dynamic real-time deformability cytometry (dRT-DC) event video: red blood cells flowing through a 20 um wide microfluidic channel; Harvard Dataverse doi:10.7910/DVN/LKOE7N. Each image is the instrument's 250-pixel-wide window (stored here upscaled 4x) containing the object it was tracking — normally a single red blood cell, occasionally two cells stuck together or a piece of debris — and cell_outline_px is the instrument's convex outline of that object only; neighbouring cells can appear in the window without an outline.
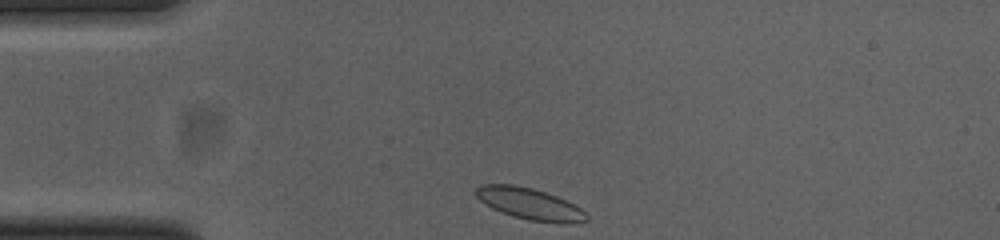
{"species": "common noctule bat (a hibernating species)", "species_latin": "Nyctalus noctula", "temperature_condition": "cold", "stored_images_in_passage": 32, "camera_frame_rate_fps": 3000, "um_per_image_px": 0.085, "animal": {"sex": "female", "body_mass_g": 23.0, "forearm_length_mm": 53.4}, "frame": {"image": 1, "passage_image": 1, "time_ms": 0.0, "image_size_px": [1000, 240], "cell_outline_px": [[588, 220], [568, 224], [564, 224], [528, 220], [512, 216], [492, 208], [484, 204], [476, 196], [476, 188], [480, 184], [512, 184], [532, 188], [556, 196], [580, 208], [588, 216]], "centroid_in_image_um": [45.0, 17.33], "position_along_channel_um": 40.0, "area_um2": 20.23}}
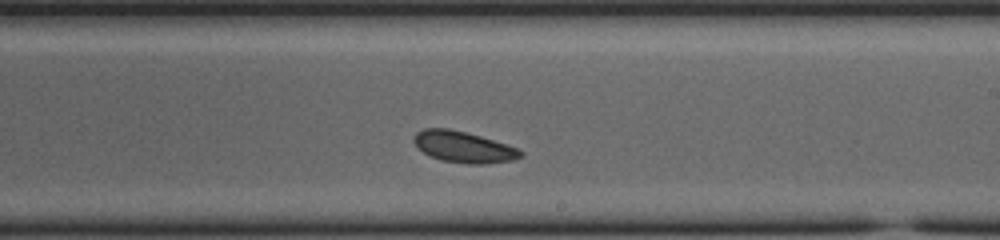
{"frame": {"image": 2, "passage_image": 20, "time_ms": 6.333, "image_size_px": [1000, 240], "cell_outline_px": [[524, 156], [512, 160], [488, 164], [468, 164], [440, 160], [424, 152], [412, 140], [416, 132], [424, 128], [448, 128], [480, 136], [520, 148], [524, 152]], "centroid_in_image_um": [39.45, 12.5], "position_along_channel_um": 249.6, "area_um2": 19.42}}
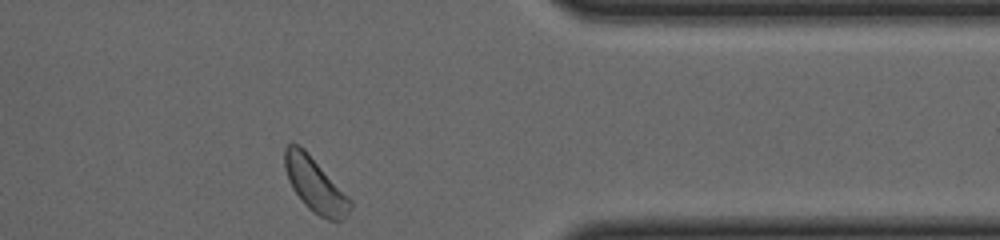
{"frame": {"image": 3, "passage_image": 32, "time_ms": 10.333, "image_size_px": [1000, 240], "cell_outline_px": [[352, 208], [344, 220], [328, 220], [312, 212], [304, 204], [292, 188], [288, 180], [284, 168], [284, 148], [288, 144], [300, 144], [308, 152], [352, 200]], "centroid_in_image_um": [26.78, 15.71], "position_along_channel_um": 384.6, "area_um2": 20.92}, "authors_computed_cell_mechanics": {"area_um2": 19.5075, "velocity_mm_per_s": 3.7678, "shape_relaxation_time_tau1_ms": null, "shape_relaxation_time_tau2_ms": 2.0, "deformation_change_tau1": null, "deformation_change_tau2": 0.0539}}